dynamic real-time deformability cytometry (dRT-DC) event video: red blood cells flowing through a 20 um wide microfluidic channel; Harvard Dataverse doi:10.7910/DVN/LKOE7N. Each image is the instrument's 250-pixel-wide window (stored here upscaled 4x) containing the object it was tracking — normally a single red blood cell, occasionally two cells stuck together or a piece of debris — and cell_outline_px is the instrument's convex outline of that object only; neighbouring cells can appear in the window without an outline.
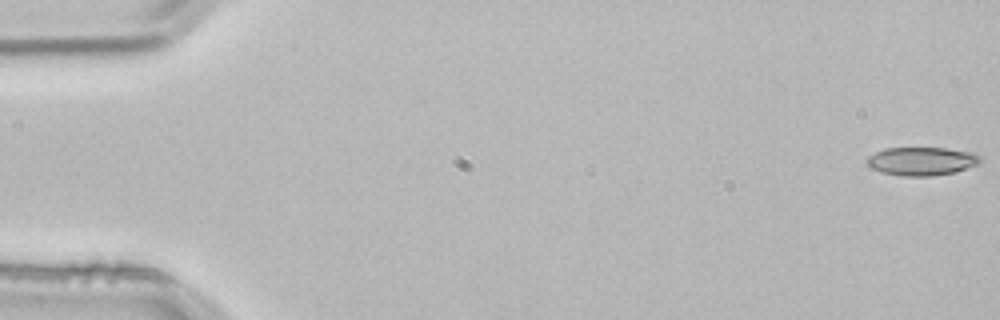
{"species": "common noctule bat (a hibernating species)", "species_latin": "Nyctalus noctula", "temperature_condition": "room temperature", "stored_images_in_passage": 4, "camera_frame_rate_fps": 3000, "um_per_image_px": 0.085, "animal": {"sex": "male", "body_mass_g": 21.5, "forearm_length_mm": 52.0}, "frame": {"image": 1, "passage_image": 1, "time_ms": 0.0, "image_size_px": [1000, 320], "cell_outline_px": [[980, 160], [976, 164], [956, 172], [932, 176], [904, 176], [880, 172], [872, 168], [868, 164], [868, 156], [884, 148], [944, 148], [972, 152], [980, 156]], "centroid_in_image_um": [78.33, 13.7], "position_along_channel_um": 6.7, "area_um2": 18.55}}